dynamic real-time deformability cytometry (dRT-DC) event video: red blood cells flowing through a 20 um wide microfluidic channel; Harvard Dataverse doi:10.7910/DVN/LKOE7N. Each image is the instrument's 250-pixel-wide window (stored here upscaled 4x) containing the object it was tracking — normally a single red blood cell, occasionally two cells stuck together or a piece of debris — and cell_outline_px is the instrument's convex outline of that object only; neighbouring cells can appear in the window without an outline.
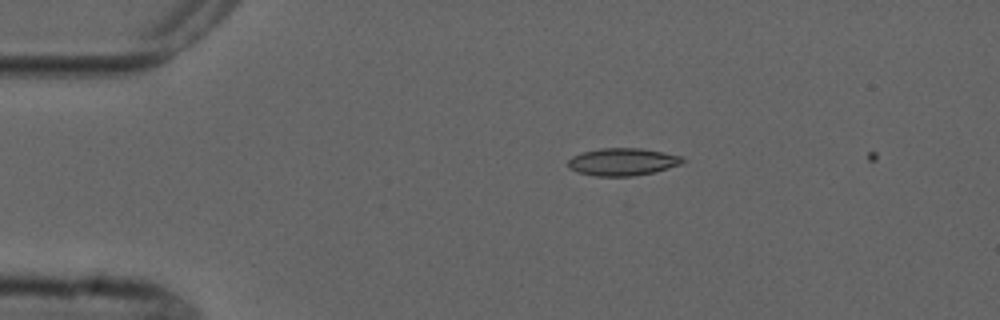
{"species": "common noctule bat (a hibernating species)", "species_latin": "Nyctalus noctula", "temperature_condition": "cold", "stored_images_in_passage": 2, "camera_frame_rate_fps": 3000, "um_per_image_px": 0.085, "animal": {"sex": "male", "forearm_length_mm": 52.5}, "frame": {"image": 1, "passage_image": 1, "time_ms": 0.0, "image_size_px": [1000, 320], "cell_outline_px": [[684, 160], [680, 164], [656, 172], [632, 176], [596, 176], [576, 172], [568, 168], [568, 160], [572, 156], [584, 152], [600, 148], [640, 148], [680, 156]], "centroid_in_image_um": [52.87, 13.76], "position_along_channel_um": 32.1, "area_um2": 18.21}}